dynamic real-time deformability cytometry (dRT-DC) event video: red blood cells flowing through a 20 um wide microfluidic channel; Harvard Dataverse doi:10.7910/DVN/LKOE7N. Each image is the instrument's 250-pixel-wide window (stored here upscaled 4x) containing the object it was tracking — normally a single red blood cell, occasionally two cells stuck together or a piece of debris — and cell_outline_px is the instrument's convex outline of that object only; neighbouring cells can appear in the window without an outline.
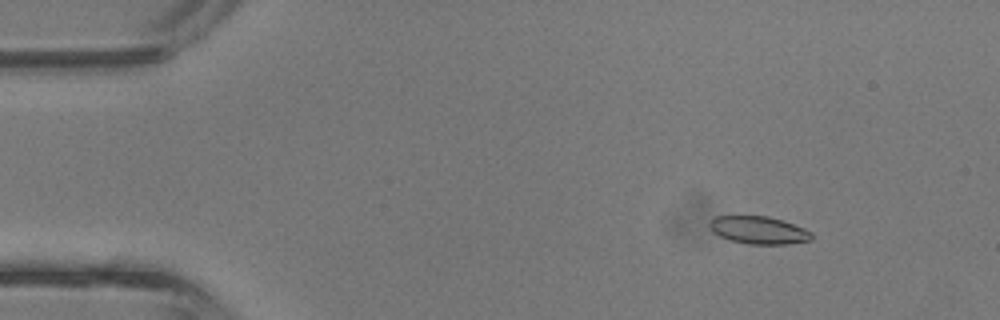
{"species": "common noctule bat (a hibernating species)", "species_latin": "Nyctalus noctula", "temperature_condition": "room temperature", "stored_images_in_passage": 5, "camera_frame_rate_fps": 3000, "um_per_image_px": 0.085, "animal": {"sex": "male", "body_mass_g": 13.3}, "frame": {"image": 1, "passage_image": 2, "time_ms": 0.333, "image_size_px": [1000, 320], "cell_outline_px": [[812, 240], [788, 244], [748, 244], [732, 240], [720, 236], [712, 232], [708, 224], [716, 216], [768, 216], [804, 228], [812, 232]], "centroid_in_image_um": [64.49, 19.57], "position_along_channel_um": 20.5, "area_um2": 16.3}}